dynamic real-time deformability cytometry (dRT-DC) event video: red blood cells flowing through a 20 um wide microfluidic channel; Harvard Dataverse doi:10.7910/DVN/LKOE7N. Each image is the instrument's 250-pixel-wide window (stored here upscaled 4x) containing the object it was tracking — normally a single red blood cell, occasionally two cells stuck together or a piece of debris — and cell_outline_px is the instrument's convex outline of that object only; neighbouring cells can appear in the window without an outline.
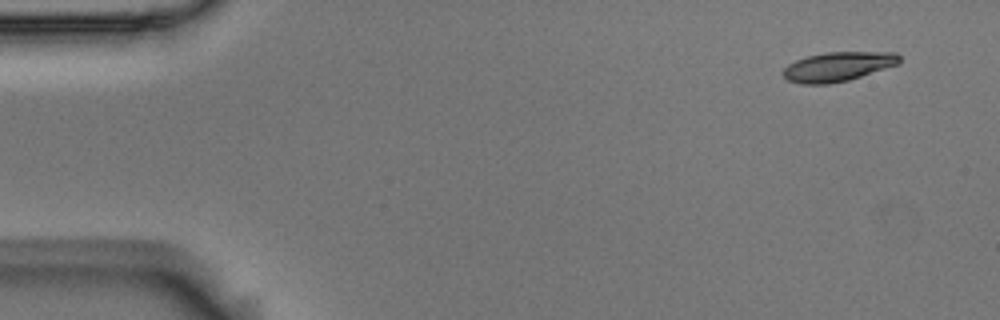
{"species": "Egyptian fruit bat (a non-hibernating species)", "species_latin": "Rousettus aegyptiacus", "temperature_condition": "room temperature", "stored_images_in_passage": 5, "camera_frame_rate_fps": 3000, "um_per_image_px": 0.085, "animal": {"sex": "male"}, "frame": {"image": 1, "passage_image": 2, "time_ms": 0.333, "image_size_px": [1000, 320], "cell_outline_px": [[900, 64], [848, 80], [828, 84], [800, 84], [788, 80], [780, 72], [788, 64], [796, 60], [808, 56], [824, 52], [896, 52], [900, 56]], "centroid_in_image_um": [71.22, 5.66], "position_along_channel_um": 13.8, "area_um2": 20.0}}
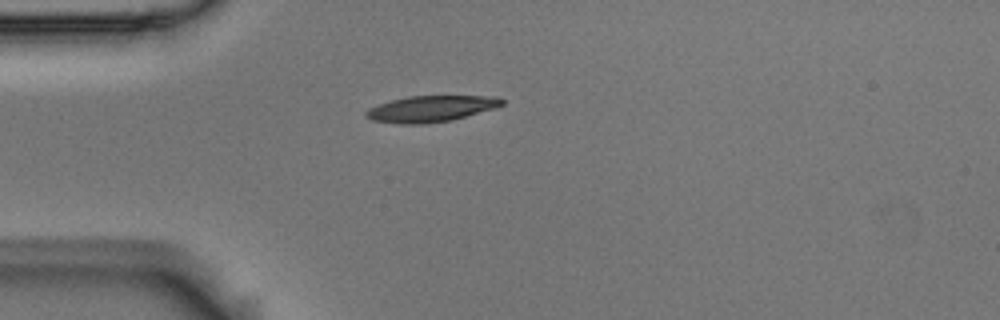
{"frame": {"image": 2, "passage_image": 5, "time_ms": 1.333, "image_size_px": [1000, 320], "cell_outline_px": [[504, 104], [492, 108], [452, 120], [420, 124], [400, 124], [372, 120], [364, 116], [364, 112], [368, 108], [392, 100], [408, 96], [484, 96], [504, 100]], "centroid_in_image_um": [36.53, 9.25], "position_along_channel_um": 48.5, "area_um2": 20.35}}